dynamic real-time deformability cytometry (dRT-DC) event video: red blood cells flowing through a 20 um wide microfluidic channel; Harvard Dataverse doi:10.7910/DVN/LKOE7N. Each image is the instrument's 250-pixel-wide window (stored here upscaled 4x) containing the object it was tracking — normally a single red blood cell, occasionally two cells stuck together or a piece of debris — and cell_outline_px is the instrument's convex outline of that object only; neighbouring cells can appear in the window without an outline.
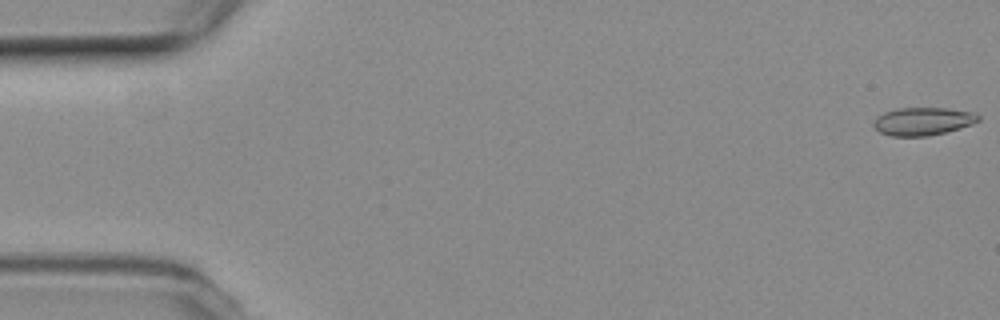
{"species": "common noctule bat (a hibernating species)", "species_latin": "Nyctalus noctula", "temperature_condition": "room temperature", "stored_images_in_passage": 9, "camera_frame_rate_fps": 3000, "um_per_image_px": 0.085, "animal": {"sex": "female", "body_mass_g": 19.3, "forearm_length_mm": 54.1}, "frame": {"image": 1, "passage_image": 1, "time_ms": 0.0, "image_size_px": [1000, 320], "cell_outline_px": [[980, 120], [972, 124], [944, 132], [928, 136], [892, 136], [880, 132], [872, 124], [876, 116], [884, 112], [900, 108], [944, 108], [972, 112], [980, 116]], "centroid_in_image_um": [78.42, 10.31], "position_along_channel_um": 6.6, "area_um2": 16.88}}